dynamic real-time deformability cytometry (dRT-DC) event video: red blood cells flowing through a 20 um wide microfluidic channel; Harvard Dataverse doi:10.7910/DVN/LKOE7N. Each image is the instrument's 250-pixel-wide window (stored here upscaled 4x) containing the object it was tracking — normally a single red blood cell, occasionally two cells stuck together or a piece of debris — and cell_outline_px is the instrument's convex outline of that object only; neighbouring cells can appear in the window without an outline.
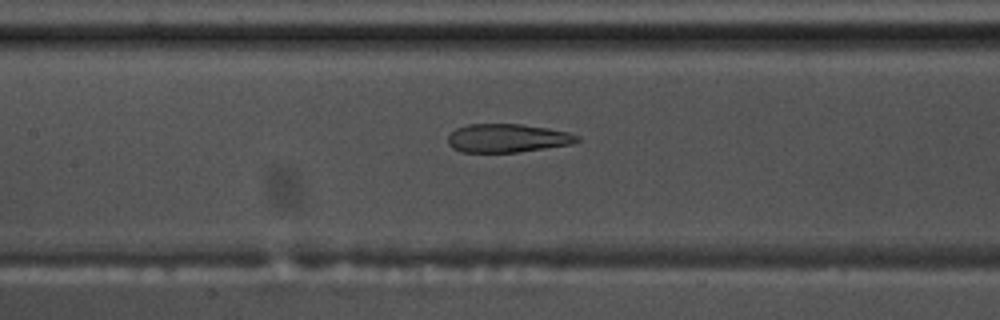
{"species": "common noctule bat (a hibernating species)", "species_latin": "Nyctalus noctula", "temperature_condition": "warm", "stored_images_in_passage": 57, "camera_frame_rate_fps": 3000, "um_per_image_px": 0.085, "animal": {"sex": "male", "body_mass_g": 17.5, "forearm_length_mm": 52.3}, "frame": {"image": 1, "passage_image": 27, "time_ms": 8.667, "image_size_px": [1000, 320], "cell_outline_px": [[580, 140], [572, 144], [516, 152], [460, 152], [452, 148], [448, 144], [448, 136], [456, 128], [468, 124], [520, 124], [548, 128], [568, 132], [580, 136]], "centroid_in_image_um": [43.12, 11.74], "position_along_channel_um": 164.3, "area_um2": 21.44}}
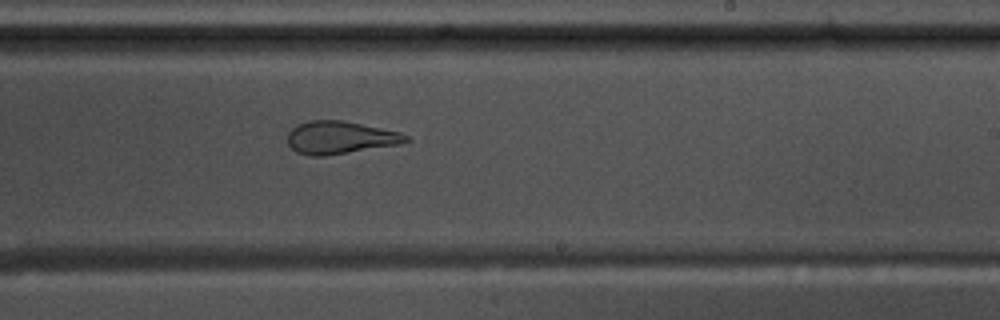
{"frame": {"image": 2, "passage_image": 35, "time_ms": 11.333, "image_size_px": [1000, 320], "cell_outline_px": [[412, 140], [400, 144], [324, 156], [312, 156], [296, 152], [288, 144], [288, 132], [296, 124], [308, 120], [340, 120], [400, 132], [408, 136]], "centroid_in_image_um": [28.89, 11.69], "position_along_channel_um": 260.1, "area_um2": 22.48}}
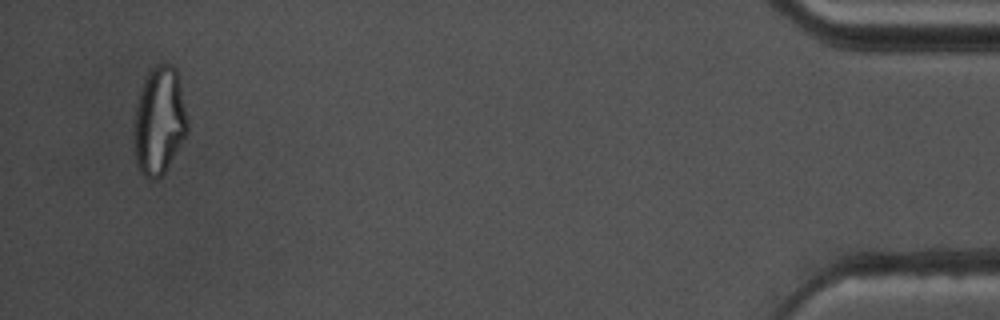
{"frame": {"image": 3, "passage_image": 55, "time_ms": 18.0, "image_size_px": [1000, 320], "cell_outline_px": [[188, 132], [164, 172], [156, 180], [148, 180], [140, 172], [136, 164], [132, 140], [136, 104], [140, 88], [148, 72], [156, 64], [172, 64], [176, 68], [188, 120]], "centroid_in_image_um": [13.5, 10.29], "position_along_channel_um": 421.7, "area_um2": 34.04}, "authors_computed_cell_mechanics": {"area_um2": 26.6458, "velocity_mm_per_s": 3.6064, "shape_relaxation_time_tau1_ms": null, "shape_relaxation_time_tau2_ms": 1.7092, "deformation_change_tau1": null, "deformation_change_tau2": 0.0899}}